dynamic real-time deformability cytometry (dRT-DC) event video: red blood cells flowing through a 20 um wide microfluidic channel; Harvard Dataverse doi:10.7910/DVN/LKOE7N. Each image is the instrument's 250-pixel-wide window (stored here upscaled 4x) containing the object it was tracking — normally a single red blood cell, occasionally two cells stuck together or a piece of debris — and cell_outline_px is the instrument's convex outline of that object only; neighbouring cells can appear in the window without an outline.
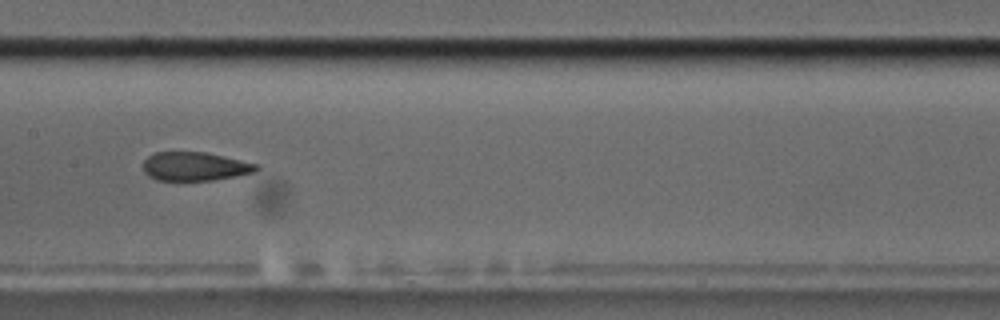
{"species": "common noctule bat (a hibernating species)", "species_latin": "Nyctalus noctula", "temperature_condition": "cold", "stored_images_in_passage": 9, "camera_frame_rate_fps": 3000, "um_per_image_px": 0.085, "animal": {"sex": "male", "body_mass_g": 17.5, "forearm_length_mm": 52.3}, "frame": {"image": 1, "passage_image": 9, "time_ms": 9.0, "image_size_px": [1000, 320], "cell_outline_px": [[260, 168], [256, 172], [236, 176], [212, 180], [156, 180], [148, 176], [144, 172], [144, 160], [148, 156], [156, 152], [204, 152], [260, 164]], "centroid_in_image_um": [16.59, 14.15], "position_along_channel_um": 190.8, "area_um2": 18.96}}